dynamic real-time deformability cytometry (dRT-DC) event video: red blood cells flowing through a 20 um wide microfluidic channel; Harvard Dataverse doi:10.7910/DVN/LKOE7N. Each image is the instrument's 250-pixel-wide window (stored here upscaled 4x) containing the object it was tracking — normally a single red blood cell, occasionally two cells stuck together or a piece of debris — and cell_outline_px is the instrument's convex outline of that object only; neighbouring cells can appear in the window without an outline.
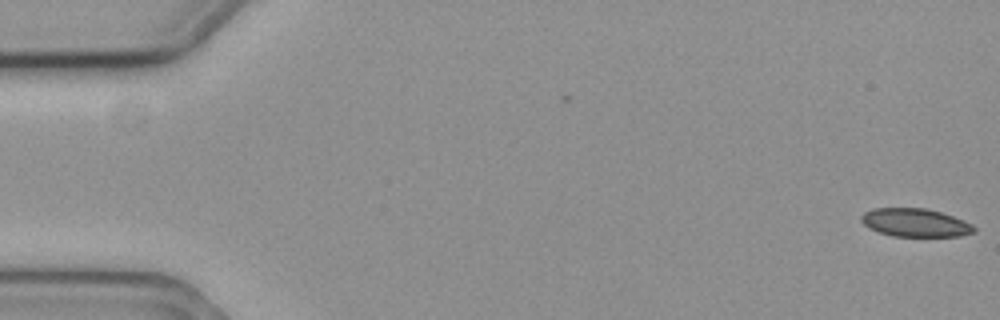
{"species": "common noctule bat (a hibernating species)", "species_latin": "Nyctalus noctula", "temperature_condition": "cold", "stored_images_in_passage": 11, "camera_frame_rate_fps": 3000, "um_per_image_px": 0.085, "animal": {"sex": "female", "body_mass_g": 19.3, "forearm_length_mm": 54.1}, "frame": {"image": 1, "passage_image": 1, "time_ms": 0.0, "image_size_px": [1000, 320], "cell_outline_px": [[976, 232], [960, 236], [892, 236], [880, 232], [864, 224], [860, 220], [860, 216], [864, 212], [876, 208], [924, 208], [940, 212], [952, 216], [972, 224], [976, 228]], "centroid_in_image_um": [77.81, 18.92], "position_along_channel_um": 7.2, "area_um2": 18.38}}